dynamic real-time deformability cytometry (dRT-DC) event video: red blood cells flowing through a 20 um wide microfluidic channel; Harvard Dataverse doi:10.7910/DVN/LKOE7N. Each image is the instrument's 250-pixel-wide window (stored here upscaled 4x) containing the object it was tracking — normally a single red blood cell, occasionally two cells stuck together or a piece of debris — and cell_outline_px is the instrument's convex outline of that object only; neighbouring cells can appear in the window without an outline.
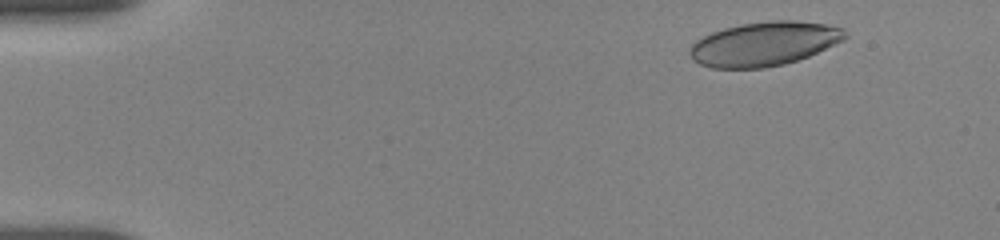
{"species": "human", "species_latin": "Homo sapiens", "temperature_condition": "room temperature", "stored_images_in_passage": 51, "camera_frame_rate_fps": 3000, "um_per_image_px": 0.085, "donor": {"sex": "female"}, "frame": {"image": 1, "passage_image": 3, "time_ms": 1.0, "image_size_px": [1000, 240], "cell_outline_px": [[848, 36], [844, 40], [808, 56], [784, 64], [764, 68], [712, 68], [700, 64], [692, 60], [688, 52], [688, 48], [696, 40], [712, 32], [724, 28], [740, 24], [768, 20], [796, 20], [824, 24], [844, 28]], "centroid_in_image_um": [64.93, 3.72], "position_along_channel_um": 20.1, "area_um2": 40.06}}
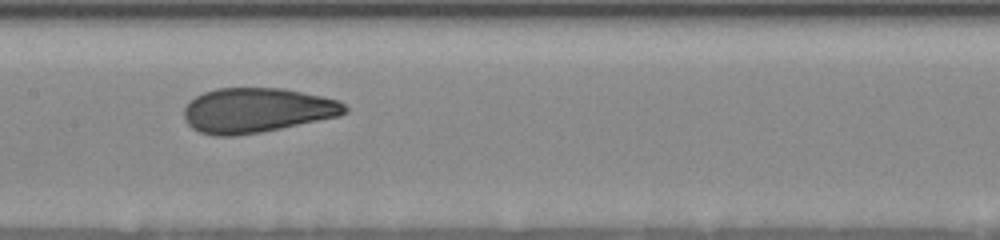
{"frame": {"image": 2, "passage_image": 22, "time_ms": 8.333, "image_size_px": [1000, 240], "cell_outline_px": [[348, 112], [340, 116], [260, 132], [236, 136], [212, 136], [200, 132], [192, 128], [184, 120], [184, 108], [196, 96], [204, 92], [216, 88], [284, 88], [320, 96], [336, 100], [344, 104], [348, 108]], "centroid_in_image_um": [21.81, 9.38], "position_along_channel_um": 185.6, "area_um2": 41.85}}
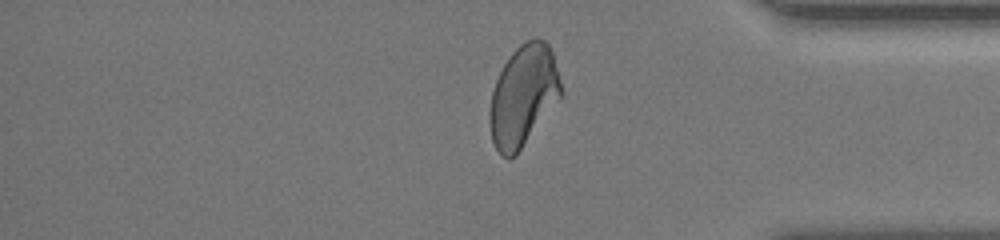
{"frame": {"image": 3, "passage_image": 38, "time_ms": 14.333, "image_size_px": [1000, 240], "cell_outline_px": [[560, 100], [516, 156], [508, 160], [500, 156], [492, 140], [488, 120], [492, 92], [496, 80], [508, 56], [524, 40], [536, 36], [544, 40], [548, 44], [552, 52], [560, 80]], "centroid_in_image_um": [44.47, 8.16], "position_along_channel_um": 390.7, "area_um2": 42.37}, "authors_computed_cell_mechanics": {"area_um2": 41.5004, "velocity_mm_per_s": 3.6564, "shape_relaxation_time_tau1_ms": 6.0705, "shape_relaxation_time_tau2_ms": 0.9626, "deformation_change_tau1": 0.178, "deformation_change_tau2": 0.0638}}